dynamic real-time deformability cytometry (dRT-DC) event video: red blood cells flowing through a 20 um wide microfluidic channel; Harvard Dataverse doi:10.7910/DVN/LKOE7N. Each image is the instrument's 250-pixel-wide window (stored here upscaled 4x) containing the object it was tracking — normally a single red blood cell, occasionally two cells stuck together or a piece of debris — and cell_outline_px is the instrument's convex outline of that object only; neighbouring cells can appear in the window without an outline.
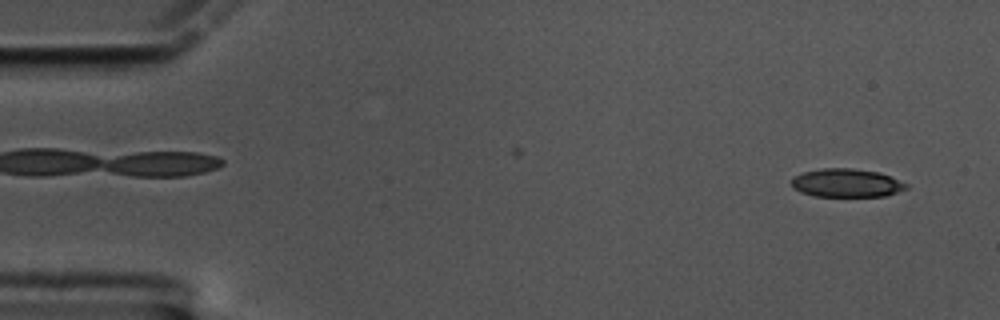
{"species": "common noctule bat (a hibernating species)", "species_latin": "Nyctalus noctula", "temperature_condition": "cold", "stored_images_in_passage": 10, "camera_frame_rate_fps": 3000, "um_per_image_px": 0.085, "animal": {"sex": "male", "body_mass_g": 17.5, "forearm_length_mm": 52.3}, "frame": {"image": 1, "passage_image": 3, "time_ms": 0.667, "image_size_px": [1000, 320], "cell_outline_px": [[908, 188], [884, 196], [812, 196], [800, 192], [792, 188], [792, 176], [804, 172], [824, 168], [852, 168], [880, 172], [908, 184]], "centroid_in_image_um": [71.93, 15.55], "position_along_channel_um": 13.1, "area_um2": 19.02}}